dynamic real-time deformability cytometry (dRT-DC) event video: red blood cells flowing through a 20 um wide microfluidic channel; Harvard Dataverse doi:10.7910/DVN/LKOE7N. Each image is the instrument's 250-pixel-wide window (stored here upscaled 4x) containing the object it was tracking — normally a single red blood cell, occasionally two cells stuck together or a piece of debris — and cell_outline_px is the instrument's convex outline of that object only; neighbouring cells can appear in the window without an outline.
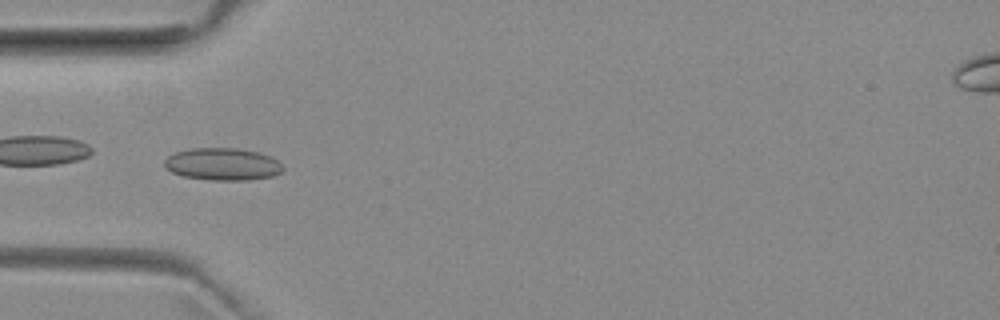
{"species": "common noctule bat (a hibernating species)", "species_latin": "Nyctalus noctula", "temperature_condition": "room temperature", "stored_images_in_passage": 50, "camera_frame_rate_fps": 3000, "um_per_image_px": 0.085, "animal": {"sex": "female", "body_mass_g": 29.2, "forearm_length_mm": 56.3}, "frame": {"image": 1, "passage_image": 15, "time_ms": 4.667, "image_size_px": [1000, 320], "cell_outline_px": [[284, 168], [280, 172], [272, 176], [248, 180], [212, 180], [184, 176], [172, 172], [164, 168], [164, 160], [168, 156], [176, 152], [192, 148], [236, 148], [260, 152], [272, 156]], "centroid_in_image_um": [18.91, 13.95], "position_along_channel_um": 66.1, "area_um2": 22.31}, "authors_computed_cell_mechanics": {"area_um2": 20.0566, "velocity_mm_per_s": 3.9733, "shape_relaxation_time_tau1_ms": null, "shape_relaxation_time_tau2_ms": 1.3754, "deformation_change_tau1": null, "deformation_change_tau2": 0.0688}}